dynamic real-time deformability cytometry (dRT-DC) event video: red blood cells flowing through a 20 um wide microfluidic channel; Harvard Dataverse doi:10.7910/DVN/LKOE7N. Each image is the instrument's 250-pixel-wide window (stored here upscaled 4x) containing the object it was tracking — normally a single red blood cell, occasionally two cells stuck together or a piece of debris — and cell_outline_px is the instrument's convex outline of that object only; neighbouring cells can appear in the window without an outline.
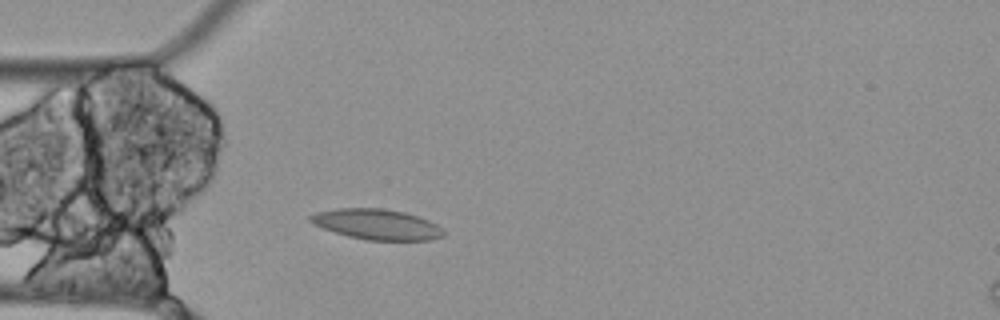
{"species": "Egyptian fruit bat (a non-hibernating species)", "species_latin": "Rousettus aegyptiacus", "temperature_condition": "cold", "stored_images_in_passage": 52, "camera_frame_rate_fps": 3000, "um_per_image_px": 0.085, "animal": {"sex": "female"}, "frame": {"image": 1, "passage_image": 11, "time_ms": 3.333, "image_size_px": [1000, 320], "cell_outline_px": [[444, 236], [432, 240], [368, 240], [348, 236], [324, 228], [308, 220], [308, 216], [316, 212], [336, 208], [384, 208], [404, 212], [428, 220], [444, 228]], "centroid_in_image_um": [32.06, 19.06], "position_along_channel_um": 52.9, "area_um2": 23.58}}
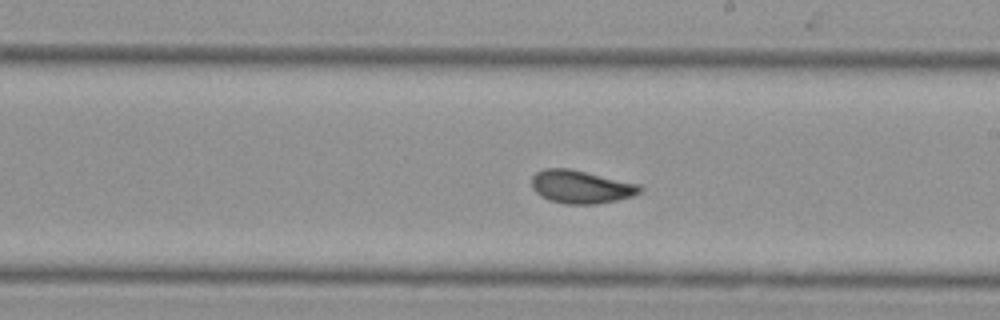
{"frame": {"image": 2, "passage_image": 27, "time_ms": 8.667, "image_size_px": [1000, 320], "cell_outline_px": [[644, 188], [640, 192], [632, 196], [616, 200], [596, 204], [564, 204], [548, 200], [540, 196], [532, 188], [532, 176], [536, 172], [544, 168], [568, 168], [640, 184]], "centroid_in_image_um": [49.37, 15.88], "position_along_channel_um": 239.6, "area_um2": 20.92}}
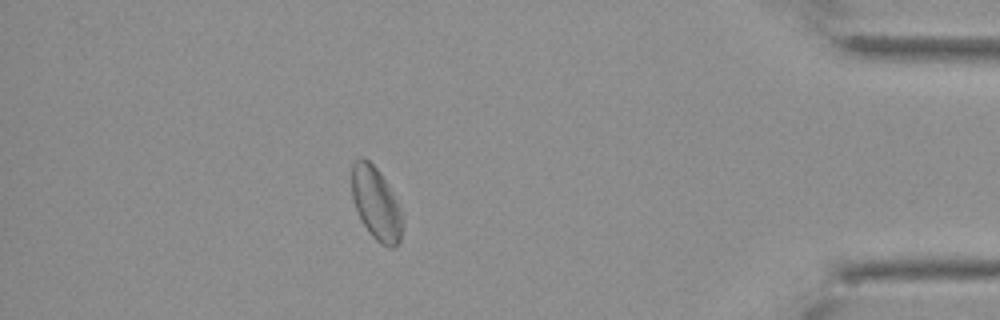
{"frame": {"image": 3, "passage_image": 45, "time_ms": 14.667, "image_size_px": [1000, 320], "cell_outline_px": [[404, 224], [400, 240], [396, 248], [388, 248], [380, 244], [368, 232], [356, 208], [352, 196], [352, 164], [360, 156], [364, 156], [380, 172], [392, 192], [400, 212]], "centroid_in_image_um": [31.97, 17.32], "position_along_channel_um": 403.2, "area_um2": 21.39}, "authors_computed_cell_mechanics": {"area_um2": 21.3282, "velocity_mm_per_s": 3.4425, "shape_relaxation_time_tau1_ms": 0.4139, "shape_relaxation_time_tau2_ms": 2.5628, "deformation_change_tau1": 0.0558, "deformation_change_tau2": 0.0795}}